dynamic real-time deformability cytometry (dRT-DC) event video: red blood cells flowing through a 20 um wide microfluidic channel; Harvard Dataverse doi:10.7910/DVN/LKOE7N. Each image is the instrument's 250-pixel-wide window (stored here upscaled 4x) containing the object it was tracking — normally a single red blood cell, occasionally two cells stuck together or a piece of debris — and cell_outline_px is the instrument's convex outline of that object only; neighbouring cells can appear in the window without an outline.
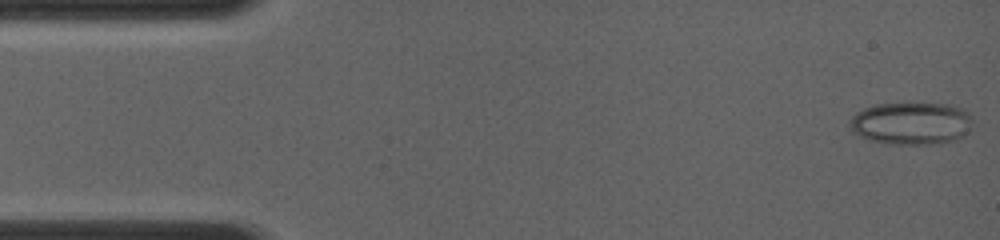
{"species": "common noctule bat (a hibernating species)", "species_latin": "Nyctalus noctula", "temperature_condition": "room temperature", "stored_images_in_passage": 10, "camera_frame_rate_fps": 4000, "um_per_image_px": 0.085, "animal": {"sex": "female", "body_mass_g": 19.0, "forearm_length_mm": 56.7}, "frame": {"image": 1, "passage_image": 1, "time_ms": 0.0, "image_size_px": [1000, 240], "cell_outline_px": [[972, 128], [964, 136], [952, 140], [932, 144], [888, 144], [868, 140], [852, 132], [848, 124], [848, 120], [856, 112], [864, 108], [876, 104], [908, 100], [948, 104], [964, 108], [968, 112], [972, 120]], "centroid_in_image_um": [77.44, 10.43], "position_along_channel_um": 7.6, "area_um2": 31.73}}
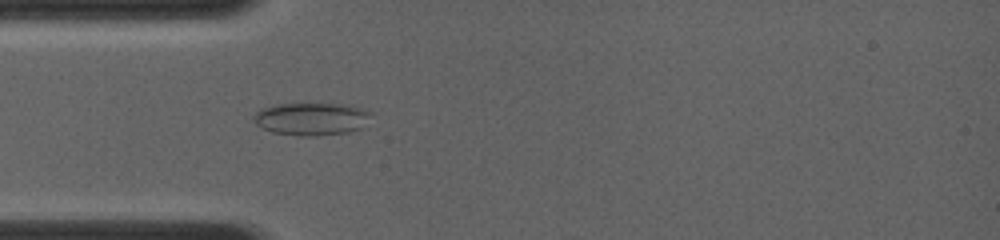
{"frame": {"image": 2, "passage_image": 10, "time_ms": 3.75, "image_size_px": [1000, 240], "cell_outline_px": [[372, 112], [360, 128], [348, 132], [312, 136], [296, 136], [272, 132], [256, 124], [252, 116], [256, 112], [264, 108], [276, 104], [348, 104]], "centroid_in_image_um": [26.44, 10.11], "position_along_channel_um": 58.6, "area_um2": 22.08}}